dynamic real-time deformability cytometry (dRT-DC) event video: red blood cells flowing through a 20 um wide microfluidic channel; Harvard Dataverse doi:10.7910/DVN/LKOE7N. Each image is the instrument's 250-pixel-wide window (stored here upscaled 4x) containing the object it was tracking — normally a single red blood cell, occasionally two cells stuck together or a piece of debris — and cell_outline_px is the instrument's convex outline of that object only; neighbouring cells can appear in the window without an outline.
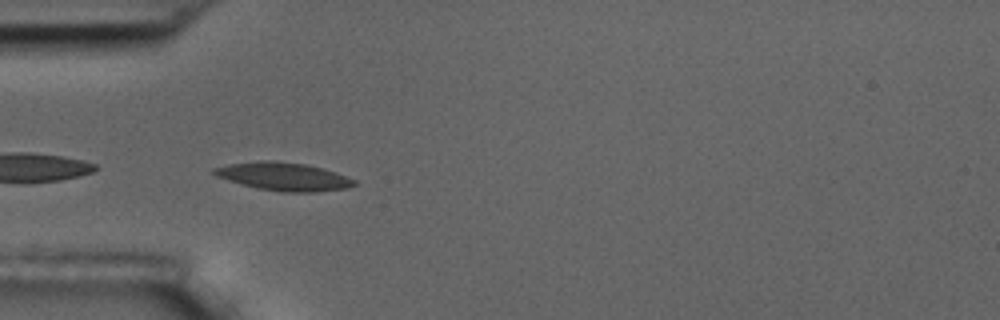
{"species": "common noctule bat (a hibernating species)", "species_latin": "Nyctalus noctula", "temperature_condition": "room temperature", "stored_images_in_passage": 33, "camera_frame_rate_fps": 3000, "um_per_image_px": 0.085, "animal": {"sex": "male", "body_mass_g": 17.5, "forearm_length_mm": 52.3}, "frame": {"image": 1, "passage_image": 1, "time_ms": 0.0, "image_size_px": [1000, 320], "cell_outline_px": [[356, 184], [348, 188], [316, 192], [280, 192], [256, 188], [228, 180], [216, 176], [212, 172], [212, 168], [228, 164], [260, 160], [272, 160], [304, 164], [336, 172], [356, 180]], "centroid_in_image_um": [24.09, 15.01], "position_along_channel_um": 60.9, "area_um2": 23.0}}
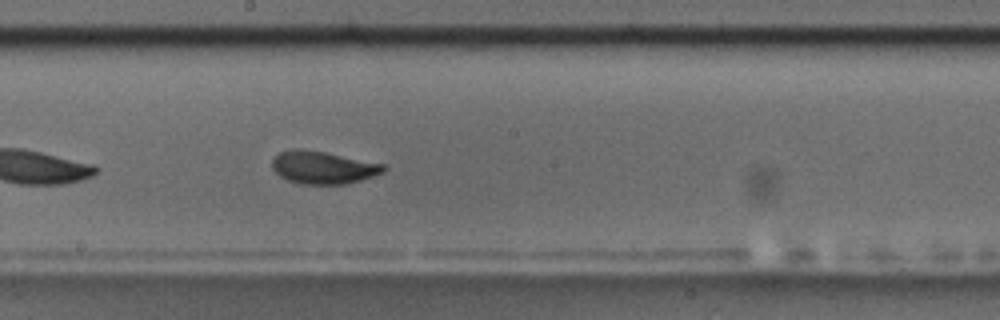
{"frame": {"image": 2, "passage_image": 15, "time_ms": 4.667, "image_size_px": [1000, 320], "cell_outline_px": [[388, 168], [384, 172], [348, 184], [300, 184], [288, 180], [280, 176], [272, 168], [272, 160], [280, 152], [292, 148], [300, 148], [324, 152], [384, 164]], "centroid_in_image_um": [27.45, 14.23], "position_along_channel_um": 220.7, "area_um2": 21.15}}
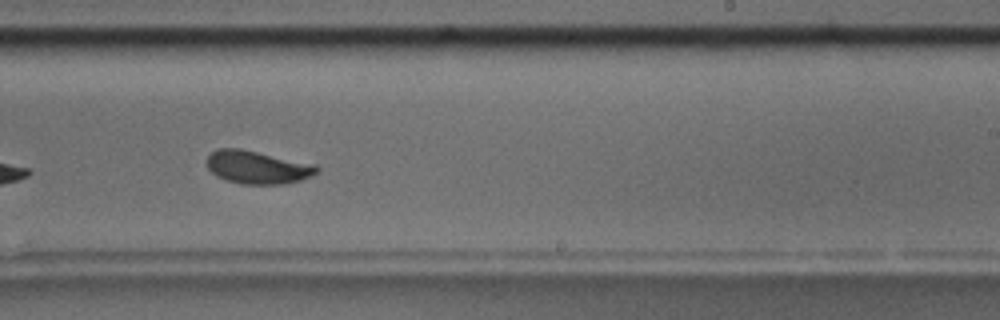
{"frame": {"image": 3, "passage_image": 19, "time_ms": 6.0, "image_size_px": [1000, 320], "cell_outline_px": [[320, 168], [316, 172], [300, 180], [284, 184], [240, 184], [216, 176], [208, 168], [208, 156], [212, 152], [220, 148], [240, 148], [316, 164]], "centroid_in_image_um": [21.89, 14.21], "position_along_channel_um": 267.1, "area_um2": 20.98}, "authors_computed_cell_mechanics": {"area_um2": 20.9814, "velocity_mm_per_s": 3.495, "shape_relaxation_time_tau1_ms": 2.2267, "shape_relaxation_time_tau2_ms": 0.9362, "deformation_change_tau1": 0.1358, "deformation_change_tau2": 0.072}}